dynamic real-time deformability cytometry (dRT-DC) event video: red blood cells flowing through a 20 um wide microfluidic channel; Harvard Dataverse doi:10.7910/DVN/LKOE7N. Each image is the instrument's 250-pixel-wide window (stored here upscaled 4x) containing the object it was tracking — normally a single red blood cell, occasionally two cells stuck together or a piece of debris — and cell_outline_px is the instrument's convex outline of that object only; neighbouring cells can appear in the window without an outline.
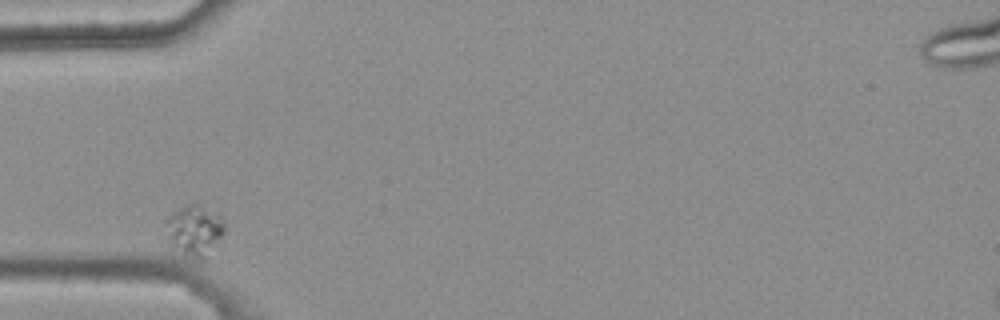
{"species": "common noctule bat (a hibernating species)", "species_latin": "Nyctalus noctula", "temperature_condition": "warm", "stored_images_in_passage": 2, "camera_frame_rate_fps": 3000, "um_per_image_px": 0.085, "animal": {"sex": "female", "body_mass_g": 25.1}, "frame": {"image": 1, "passage_image": 1, "time_ms": 0.0, "image_size_px": [1000, 320], "cell_outline_px": [[224, 232], [204, 256], [200, 256], [184, 252], [172, 244], [168, 236], [168, 220], [180, 208], [188, 204], [200, 204], [220, 212], [224, 220]], "centroid_in_image_um": [16.62, 19.45], "position_along_channel_um": 68.4, "area_um2": 16.01}}